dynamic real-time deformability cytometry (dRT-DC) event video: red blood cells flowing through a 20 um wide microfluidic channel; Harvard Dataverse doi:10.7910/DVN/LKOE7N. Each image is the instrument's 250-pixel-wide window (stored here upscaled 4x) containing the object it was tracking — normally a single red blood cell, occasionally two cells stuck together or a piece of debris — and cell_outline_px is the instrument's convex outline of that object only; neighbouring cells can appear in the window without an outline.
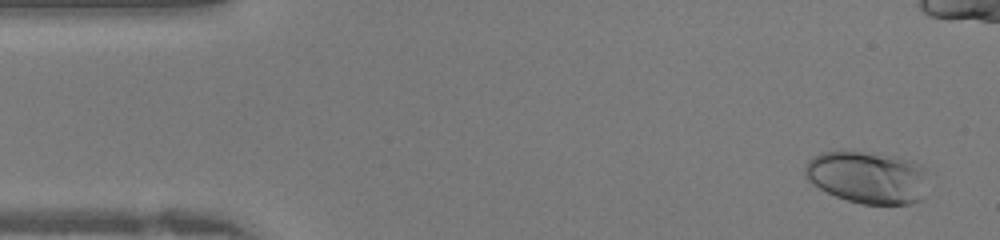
{"species": "human", "species_latin": "Homo sapiens", "temperature_condition": "warm", "stored_images_in_passage": 41, "camera_frame_rate_fps": 3000, "um_per_image_px": 0.085, "donor": {"sex": "female"}, "frame": {"image": 1, "passage_image": 2, "time_ms": 0.333, "image_size_px": [1000, 240], "cell_outline_px": [[924, 196], [920, 200], [912, 204], [860, 204], [836, 196], [812, 184], [804, 176], [804, 168], [808, 160], [812, 156], [820, 152], [864, 152], [896, 156], [920, 164], [924, 168]], "centroid_in_image_um": [73.7, 15.07], "position_along_channel_um": 11.3, "area_um2": 37.4}}
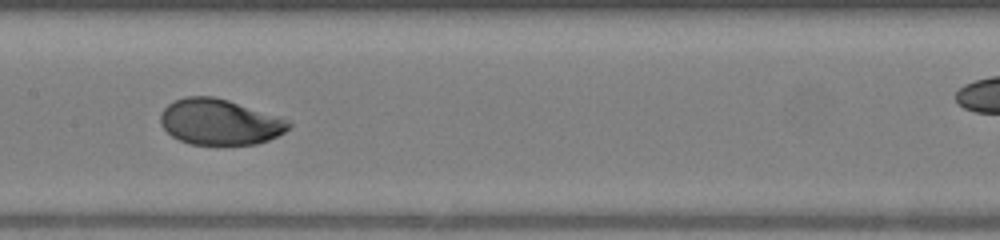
{"frame": {"image": 2, "passage_image": 20, "time_ms": 6.333, "image_size_px": [1000, 240], "cell_outline_px": [[292, 124], [284, 132], [268, 140], [256, 144], [192, 144], [180, 140], [172, 136], [160, 124], [160, 112], [168, 104], [184, 96], [212, 96], [228, 100], [288, 120]], "centroid_in_image_um": [18.63, 10.36], "position_along_channel_um": 188.8, "area_um2": 33.81}}
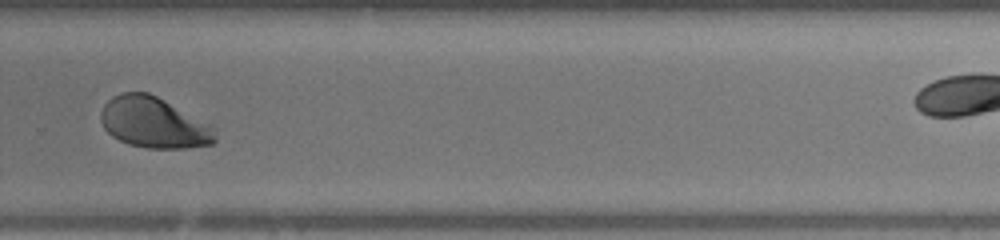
{"frame": {"image": 3, "passage_image": 28, "time_ms": 9.0, "image_size_px": [1000, 240], "cell_outline_px": [[216, 140], [212, 144], [188, 148], [148, 148], [128, 144], [112, 136], [104, 128], [100, 120], [100, 112], [104, 104], [112, 96], [120, 92], [148, 92], [212, 124], [216, 128]], "centroid_in_image_um": [13.08, 10.42], "position_along_channel_um": 316.7, "area_um2": 34.16}}